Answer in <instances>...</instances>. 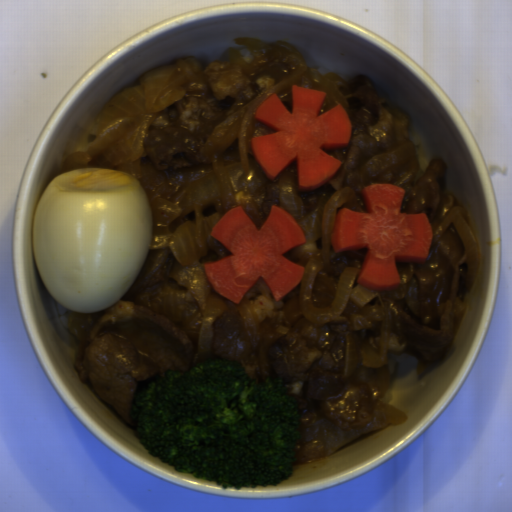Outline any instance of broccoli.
<instances>
[{"mask_svg":"<svg viewBox=\"0 0 512 512\" xmlns=\"http://www.w3.org/2000/svg\"><path fill=\"white\" fill-rule=\"evenodd\" d=\"M128 417L145 454L222 490L286 482L304 435L283 383L219 357L140 380Z\"/></svg>","mask_w":512,"mask_h":512,"instance_id":"obj_1","label":"broccoli"}]
</instances>
